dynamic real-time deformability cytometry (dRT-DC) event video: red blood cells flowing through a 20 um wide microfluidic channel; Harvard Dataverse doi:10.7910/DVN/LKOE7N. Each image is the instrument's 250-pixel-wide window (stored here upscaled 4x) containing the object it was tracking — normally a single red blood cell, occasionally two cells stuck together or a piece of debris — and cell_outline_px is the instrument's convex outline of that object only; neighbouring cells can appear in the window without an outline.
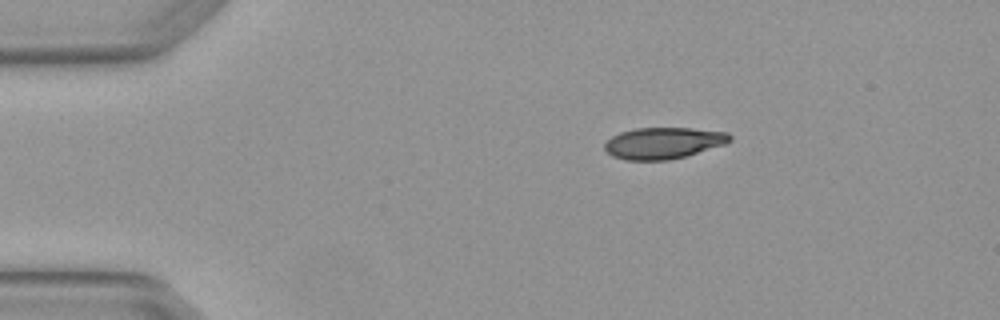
{"species": "Egyptian fruit bat (a non-hibernating species)", "species_latin": "Rousettus aegyptiacus", "temperature_condition": "warm", "stored_images_in_passage": 2, "camera_frame_rate_fps": 3000, "um_per_image_px": 0.085, "animal": {"sex": "female"}, "frame": {"image": 1, "passage_image": 1, "time_ms": 0.0, "image_size_px": [1000, 320], "cell_outline_px": [[732, 140], [724, 144], [684, 156], [668, 160], [624, 160], [612, 156], [604, 148], [604, 144], [612, 136], [620, 132], [636, 128], [692, 128], [728, 132], [732, 136]], "centroid_in_image_um": [56.37, 12.15], "position_along_channel_um": 28.6, "area_um2": 22.83}}